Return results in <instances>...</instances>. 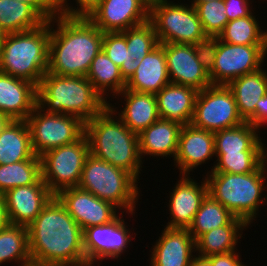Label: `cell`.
<instances>
[{"mask_svg":"<svg viewBox=\"0 0 267 266\" xmlns=\"http://www.w3.org/2000/svg\"><path fill=\"white\" fill-rule=\"evenodd\" d=\"M33 266H88L83 230L54 196L28 226Z\"/></svg>","mask_w":267,"mask_h":266,"instance_id":"1","label":"cell"},{"mask_svg":"<svg viewBox=\"0 0 267 266\" xmlns=\"http://www.w3.org/2000/svg\"><path fill=\"white\" fill-rule=\"evenodd\" d=\"M103 35L87 17H54L50 20L47 72L86 77L93 59L102 50Z\"/></svg>","mask_w":267,"mask_h":266,"instance_id":"2","label":"cell"},{"mask_svg":"<svg viewBox=\"0 0 267 266\" xmlns=\"http://www.w3.org/2000/svg\"><path fill=\"white\" fill-rule=\"evenodd\" d=\"M90 154L129 172L137 181L142 171L138 134L107 106L85 123Z\"/></svg>","mask_w":267,"mask_h":266,"instance_id":"3","label":"cell"},{"mask_svg":"<svg viewBox=\"0 0 267 266\" xmlns=\"http://www.w3.org/2000/svg\"><path fill=\"white\" fill-rule=\"evenodd\" d=\"M37 96V105L46 113L73 115L85 123L101 113L109 102L86 77L49 72L42 77Z\"/></svg>","mask_w":267,"mask_h":266,"instance_id":"4","label":"cell"},{"mask_svg":"<svg viewBox=\"0 0 267 266\" xmlns=\"http://www.w3.org/2000/svg\"><path fill=\"white\" fill-rule=\"evenodd\" d=\"M50 21L33 30L8 33L0 49V71L35 84L48 71Z\"/></svg>","mask_w":267,"mask_h":266,"instance_id":"5","label":"cell"},{"mask_svg":"<svg viewBox=\"0 0 267 266\" xmlns=\"http://www.w3.org/2000/svg\"><path fill=\"white\" fill-rule=\"evenodd\" d=\"M266 172V161L256 171L246 174L207 171L208 194L250 226L259 213V206L265 203Z\"/></svg>","mask_w":267,"mask_h":266,"instance_id":"6","label":"cell"},{"mask_svg":"<svg viewBox=\"0 0 267 266\" xmlns=\"http://www.w3.org/2000/svg\"><path fill=\"white\" fill-rule=\"evenodd\" d=\"M138 183L129 172L89 154L78 187L133 215L140 195Z\"/></svg>","mask_w":267,"mask_h":266,"instance_id":"7","label":"cell"},{"mask_svg":"<svg viewBox=\"0 0 267 266\" xmlns=\"http://www.w3.org/2000/svg\"><path fill=\"white\" fill-rule=\"evenodd\" d=\"M149 21L153 24L159 44L194 45L206 36L194 5L159 0L150 5Z\"/></svg>","mask_w":267,"mask_h":266,"instance_id":"8","label":"cell"},{"mask_svg":"<svg viewBox=\"0 0 267 266\" xmlns=\"http://www.w3.org/2000/svg\"><path fill=\"white\" fill-rule=\"evenodd\" d=\"M89 154L85 134L76 142L43 153L40 156L41 178L48 189L56 195L63 189L78 187Z\"/></svg>","mask_w":267,"mask_h":266,"instance_id":"9","label":"cell"},{"mask_svg":"<svg viewBox=\"0 0 267 266\" xmlns=\"http://www.w3.org/2000/svg\"><path fill=\"white\" fill-rule=\"evenodd\" d=\"M26 122L36 156L76 142L85 134V122L80 118L67 114L46 113L38 105L27 117Z\"/></svg>","mask_w":267,"mask_h":266,"instance_id":"10","label":"cell"},{"mask_svg":"<svg viewBox=\"0 0 267 266\" xmlns=\"http://www.w3.org/2000/svg\"><path fill=\"white\" fill-rule=\"evenodd\" d=\"M243 122L228 86L211 85L198 92L191 122L194 127L215 133Z\"/></svg>","mask_w":267,"mask_h":266,"instance_id":"11","label":"cell"},{"mask_svg":"<svg viewBox=\"0 0 267 266\" xmlns=\"http://www.w3.org/2000/svg\"><path fill=\"white\" fill-rule=\"evenodd\" d=\"M267 55V45H235L218 40L212 85H228L245 74L259 70Z\"/></svg>","mask_w":267,"mask_h":266,"instance_id":"12","label":"cell"},{"mask_svg":"<svg viewBox=\"0 0 267 266\" xmlns=\"http://www.w3.org/2000/svg\"><path fill=\"white\" fill-rule=\"evenodd\" d=\"M123 216L122 212L109 224L83 230V247L88 266L98 265L104 259H118L125 253L133 233L127 228Z\"/></svg>","mask_w":267,"mask_h":266,"instance_id":"13","label":"cell"},{"mask_svg":"<svg viewBox=\"0 0 267 266\" xmlns=\"http://www.w3.org/2000/svg\"><path fill=\"white\" fill-rule=\"evenodd\" d=\"M55 197L82 230L109 224L119 216L117 214L119 209L112 203L104 201L79 187L63 189Z\"/></svg>","mask_w":267,"mask_h":266,"instance_id":"14","label":"cell"},{"mask_svg":"<svg viewBox=\"0 0 267 266\" xmlns=\"http://www.w3.org/2000/svg\"><path fill=\"white\" fill-rule=\"evenodd\" d=\"M145 0H102L87 17L104 32H122L149 21Z\"/></svg>","mask_w":267,"mask_h":266,"instance_id":"15","label":"cell"},{"mask_svg":"<svg viewBox=\"0 0 267 266\" xmlns=\"http://www.w3.org/2000/svg\"><path fill=\"white\" fill-rule=\"evenodd\" d=\"M170 82L190 86L198 91L211 86L207 72L198 61L191 44L164 43Z\"/></svg>","mask_w":267,"mask_h":266,"instance_id":"16","label":"cell"},{"mask_svg":"<svg viewBox=\"0 0 267 266\" xmlns=\"http://www.w3.org/2000/svg\"><path fill=\"white\" fill-rule=\"evenodd\" d=\"M203 182L197 183L190 175H181L170 192L168 208L170 222L166 228L172 229H189L196 212L199 210L202 201L208 194V185L205 178ZM172 216V217H171ZM172 219V220H171Z\"/></svg>","mask_w":267,"mask_h":266,"instance_id":"17","label":"cell"},{"mask_svg":"<svg viewBox=\"0 0 267 266\" xmlns=\"http://www.w3.org/2000/svg\"><path fill=\"white\" fill-rule=\"evenodd\" d=\"M4 195L10 224L28 227L55 196L42 178L27 186H18Z\"/></svg>","mask_w":267,"mask_h":266,"instance_id":"18","label":"cell"},{"mask_svg":"<svg viewBox=\"0 0 267 266\" xmlns=\"http://www.w3.org/2000/svg\"><path fill=\"white\" fill-rule=\"evenodd\" d=\"M214 132L199 129L192 124L183 125L174 165L180 174L190 175L196 167L215 157Z\"/></svg>","mask_w":267,"mask_h":266,"instance_id":"19","label":"cell"},{"mask_svg":"<svg viewBox=\"0 0 267 266\" xmlns=\"http://www.w3.org/2000/svg\"><path fill=\"white\" fill-rule=\"evenodd\" d=\"M150 252L149 266H190L196 252L195 240L188 229L164 227Z\"/></svg>","mask_w":267,"mask_h":266,"instance_id":"20","label":"cell"},{"mask_svg":"<svg viewBox=\"0 0 267 266\" xmlns=\"http://www.w3.org/2000/svg\"><path fill=\"white\" fill-rule=\"evenodd\" d=\"M37 86L0 71V112L11 120H26L37 106Z\"/></svg>","mask_w":267,"mask_h":266,"instance_id":"21","label":"cell"},{"mask_svg":"<svg viewBox=\"0 0 267 266\" xmlns=\"http://www.w3.org/2000/svg\"><path fill=\"white\" fill-rule=\"evenodd\" d=\"M123 95V96H122ZM124 97L126 103L122 111H116L115 106L108 102L121 121L134 133L140 134L155 121L160 119L156 96L153 93H140L124 89L116 97Z\"/></svg>","mask_w":267,"mask_h":266,"instance_id":"22","label":"cell"},{"mask_svg":"<svg viewBox=\"0 0 267 266\" xmlns=\"http://www.w3.org/2000/svg\"><path fill=\"white\" fill-rule=\"evenodd\" d=\"M169 83L165 50L159 44L143 58L125 89L156 94Z\"/></svg>","mask_w":267,"mask_h":266,"instance_id":"23","label":"cell"},{"mask_svg":"<svg viewBox=\"0 0 267 266\" xmlns=\"http://www.w3.org/2000/svg\"><path fill=\"white\" fill-rule=\"evenodd\" d=\"M198 90L190 86L169 83L155 94L161 119L179 124H191Z\"/></svg>","mask_w":267,"mask_h":266,"instance_id":"24","label":"cell"},{"mask_svg":"<svg viewBox=\"0 0 267 266\" xmlns=\"http://www.w3.org/2000/svg\"><path fill=\"white\" fill-rule=\"evenodd\" d=\"M182 125L178 122L158 119L139 135V152L143 161L144 156L169 157L175 159L179 134Z\"/></svg>","mask_w":267,"mask_h":266,"instance_id":"25","label":"cell"},{"mask_svg":"<svg viewBox=\"0 0 267 266\" xmlns=\"http://www.w3.org/2000/svg\"><path fill=\"white\" fill-rule=\"evenodd\" d=\"M122 33L126 37L127 48H125V60L120 67V73L127 82L143 58L159 45V41L150 21L124 30Z\"/></svg>","mask_w":267,"mask_h":266,"instance_id":"26","label":"cell"},{"mask_svg":"<svg viewBox=\"0 0 267 266\" xmlns=\"http://www.w3.org/2000/svg\"><path fill=\"white\" fill-rule=\"evenodd\" d=\"M227 86L233 93L239 115L248 121L256 112V103L267 94V71L260 68L240 76Z\"/></svg>","mask_w":267,"mask_h":266,"instance_id":"27","label":"cell"},{"mask_svg":"<svg viewBox=\"0 0 267 266\" xmlns=\"http://www.w3.org/2000/svg\"><path fill=\"white\" fill-rule=\"evenodd\" d=\"M26 120H10L0 132V165L34 158Z\"/></svg>","mask_w":267,"mask_h":266,"instance_id":"28","label":"cell"},{"mask_svg":"<svg viewBox=\"0 0 267 266\" xmlns=\"http://www.w3.org/2000/svg\"><path fill=\"white\" fill-rule=\"evenodd\" d=\"M258 130L245 121L236 127L215 132V153L266 152V144L262 143Z\"/></svg>","mask_w":267,"mask_h":266,"instance_id":"29","label":"cell"},{"mask_svg":"<svg viewBox=\"0 0 267 266\" xmlns=\"http://www.w3.org/2000/svg\"><path fill=\"white\" fill-rule=\"evenodd\" d=\"M224 225H248L207 194L196 212L189 232L196 241L202 234Z\"/></svg>","mask_w":267,"mask_h":266,"instance_id":"30","label":"cell"},{"mask_svg":"<svg viewBox=\"0 0 267 266\" xmlns=\"http://www.w3.org/2000/svg\"><path fill=\"white\" fill-rule=\"evenodd\" d=\"M86 78L106 101L109 96L107 93L110 92L116 96L126 88V81L121 76L120 67L114 64L103 50L93 59Z\"/></svg>","mask_w":267,"mask_h":266,"instance_id":"31","label":"cell"},{"mask_svg":"<svg viewBox=\"0 0 267 266\" xmlns=\"http://www.w3.org/2000/svg\"><path fill=\"white\" fill-rule=\"evenodd\" d=\"M46 20L29 4L17 0H0V26L7 33L33 30Z\"/></svg>","mask_w":267,"mask_h":266,"instance_id":"32","label":"cell"},{"mask_svg":"<svg viewBox=\"0 0 267 266\" xmlns=\"http://www.w3.org/2000/svg\"><path fill=\"white\" fill-rule=\"evenodd\" d=\"M249 225H224L202 234L196 241V255L208 257L236 251L242 231Z\"/></svg>","mask_w":267,"mask_h":266,"instance_id":"33","label":"cell"},{"mask_svg":"<svg viewBox=\"0 0 267 266\" xmlns=\"http://www.w3.org/2000/svg\"><path fill=\"white\" fill-rule=\"evenodd\" d=\"M5 262L33 266L29 253L28 227L9 224L0 230V266L5 265Z\"/></svg>","mask_w":267,"mask_h":266,"instance_id":"34","label":"cell"},{"mask_svg":"<svg viewBox=\"0 0 267 266\" xmlns=\"http://www.w3.org/2000/svg\"><path fill=\"white\" fill-rule=\"evenodd\" d=\"M259 25L261 24L251 13L247 17L229 21L219 39L235 45H267V30L263 31Z\"/></svg>","mask_w":267,"mask_h":266,"instance_id":"35","label":"cell"},{"mask_svg":"<svg viewBox=\"0 0 267 266\" xmlns=\"http://www.w3.org/2000/svg\"><path fill=\"white\" fill-rule=\"evenodd\" d=\"M41 179L40 156L0 165V194L18 186L36 184Z\"/></svg>","mask_w":267,"mask_h":266,"instance_id":"36","label":"cell"},{"mask_svg":"<svg viewBox=\"0 0 267 266\" xmlns=\"http://www.w3.org/2000/svg\"><path fill=\"white\" fill-rule=\"evenodd\" d=\"M266 152L215 153L217 160L209 173L246 174L256 171L265 161Z\"/></svg>","mask_w":267,"mask_h":266,"instance_id":"37","label":"cell"},{"mask_svg":"<svg viewBox=\"0 0 267 266\" xmlns=\"http://www.w3.org/2000/svg\"><path fill=\"white\" fill-rule=\"evenodd\" d=\"M206 35L219 36L229 22L223 0L192 2Z\"/></svg>","mask_w":267,"mask_h":266,"instance_id":"38","label":"cell"},{"mask_svg":"<svg viewBox=\"0 0 267 266\" xmlns=\"http://www.w3.org/2000/svg\"><path fill=\"white\" fill-rule=\"evenodd\" d=\"M126 37L122 32H104L102 50L109 59L121 67L125 60Z\"/></svg>","mask_w":267,"mask_h":266,"instance_id":"39","label":"cell"},{"mask_svg":"<svg viewBox=\"0 0 267 266\" xmlns=\"http://www.w3.org/2000/svg\"><path fill=\"white\" fill-rule=\"evenodd\" d=\"M218 40L219 36L206 35L193 45L197 59L208 75L214 69Z\"/></svg>","mask_w":267,"mask_h":266,"instance_id":"40","label":"cell"},{"mask_svg":"<svg viewBox=\"0 0 267 266\" xmlns=\"http://www.w3.org/2000/svg\"><path fill=\"white\" fill-rule=\"evenodd\" d=\"M102 0H75L77 7L69 6L67 0H57L60 15L67 17H88ZM74 8V9H73Z\"/></svg>","mask_w":267,"mask_h":266,"instance_id":"41","label":"cell"},{"mask_svg":"<svg viewBox=\"0 0 267 266\" xmlns=\"http://www.w3.org/2000/svg\"><path fill=\"white\" fill-rule=\"evenodd\" d=\"M226 9V15L228 20H235L237 18H243L249 16L253 8L250 6L251 0H223Z\"/></svg>","mask_w":267,"mask_h":266,"instance_id":"42","label":"cell"},{"mask_svg":"<svg viewBox=\"0 0 267 266\" xmlns=\"http://www.w3.org/2000/svg\"><path fill=\"white\" fill-rule=\"evenodd\" d=\"M32 6L46 21L59 15L57 0H17Z\"/></svg>","mask_w":267,"mask_h":266,"instance_id":"43","label":"cell"},{"mask_svg":"<svg viewBox=\"0 0 267 266\" xmlns=\"http://www.w3.org/2000/svg\"><path fill=\"white\" fill-rule=\"evenodd\" d=\"M240 253L237 251H232L224 254H214L206 257L211 266H246L242 263Z\"/></svg>","mask_w":267,"mask_h":266,"instance_id":"44","label":"cell"},{"mask_svg":"<svg viewBox=\"0 0 267 266\" xmlns=\"http://www.w3.org/2000/svg\"><path fill=\"white\" fill-rule=\"evenodd\" d=\"M248 122L257 129L267 125V94L256 103V112Z\"/></svg>","mask_w":267,"mask_h":266,"instance_id":"45","label":"cell"},{"mask_svg":"<svg viewBox=\"0 0 267 266\" xmlns=\"http://www.w3.org/2000/svg\"><path fill=\"white\" fill-rule=\"evenodd\" d=\"M9 224L10 221L7 213L4 195L0 194V230L7 227Z\"/></svg>","mask_w":267,"mask_h":266,"instance_id":"46","label":"cell"},{"mask_svg":"<svg viewBox=\"0 0 267 266\" xmlns=\"http://www.w3.org/2000/svg\"><path fill=\"white\" fill-rule=\"evenodd\" d=\"M190 266H211L210 261L206 257L194 256Z\"/></svg>","mask_w":267,"mask_h":266,"instance_id":"47","label":"cell"},{"mask_svg":"<svg viewBox=\"0 0 267 266\" xmlns=\"http://www.w3.org/2000/svg\"><path fill=\"white\" fill-rule=\"evenodd\" d=\"M10 120L11 119L7 115L0 112V132L8 124Z\"/></svg>","mask_w":267,"mask_h":266,"instance_id":"48","label":"cell"},{"mask_svg":"<svg viewBox=\"0 0 267 266\" xmlns=\"http://www.w3.org/2000/svg\"><path fill=\"white\" fill-rule=\"evenodd\" d=\"M8 33L0 26V49L2 47V44L4 43L5 41V38H6V35Z\"/></svg>","mask_w":267,"mask_h":266,"instance_id":"49","label":"cell"},{"mask_svg":"<svg viewBox=\"0 0 267 266\" xmlns=\"http://www.w3.org/2000/svg\"><path fill=\"white\" fill-rule=\"evenodd\" d=\"M149 5L156 3L159 0H145Z\"/></svg>","mask_w":267,"mask_h":266,"instance_id":"50","label":"cell"},{"mask_svg":"<svg viewBox=\"0 0 267 266\" xmlns=\"http://www.w3.org/2000/svg\"><path fill=\"white\" fill-rule=\"evenodd\" d=\"M207 1H215V0H193L190 2H207Z\"/></svg>","mask_w":267,"mask_h":266,"instance_id":"51","label":"cell"},{"mask_svg":"<svg viewBox=\"0 0 267 266\" xmlns=\"http://www.w3.org/2000/svg\"><path fill=\"white\" fill-rule=\"evenodd\" d=\"M265 189H267V185L265 186ZM267 190H265V192H266ZM267 201V194L265 195V202ZM265 205L267 204V202L266 203H264Z\"/></svg>","mask_w":267,"mask_h":266,"instance_id":"52","label":"cell"},{"mask_svg":"<svg viewBox=\"0 0 267 266\" xmlns=\"http://www.w3.org/2000/svg\"><path fill=\"white\" fill-rule=\"evenodd\" d=\"M266 149H267V148H266ZM265 151H266V153H265V154H266V163H267V150H265Z\"/></svg>","mask_w":267,"mask_h":266,"instance_id":"53","label":"cell"}]
</instances>
